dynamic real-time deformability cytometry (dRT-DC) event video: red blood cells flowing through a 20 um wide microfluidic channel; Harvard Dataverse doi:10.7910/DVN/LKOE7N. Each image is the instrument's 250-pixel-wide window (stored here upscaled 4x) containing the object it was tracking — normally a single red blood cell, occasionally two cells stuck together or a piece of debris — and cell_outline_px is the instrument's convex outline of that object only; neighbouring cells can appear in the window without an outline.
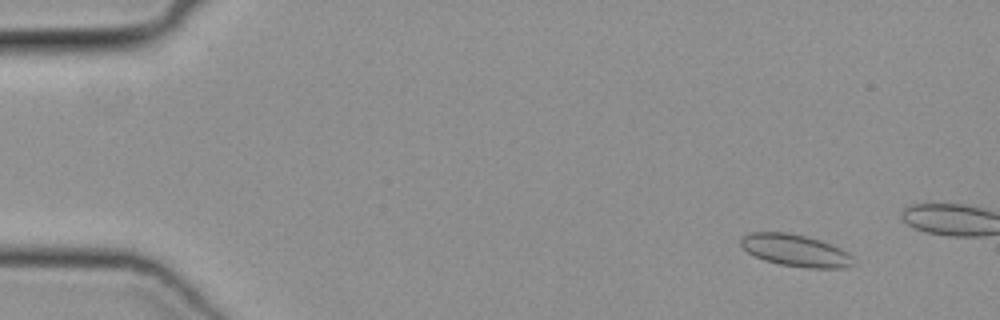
{"species": "common noctule bat (a hibernating species)", "species_latin": "Nyctalus noctula", "temperature_condition": "cold", "stored_images_in_passage": 10, "camera_frame_rate_fps": 3000, "um_per_image_px": 0.085, "animal": {"sex": "female", "body_mass_g": 19.3, "forearm_length_mm": 54.1}, "frame": {"image": 1, "passage_image": 1, "time_ms": 0.0, "image_size_px": [1000, 320], "cell_outline_px": [[856, 264], [844, 268], [808, 268], [780, 264], [764, 260], [748, 252], [740, 244], [740, 236], [748, 232], [788, 232], [808, 236], [832, 244], [848, 252], [852, 256]], "centroid_in_image_um": [67.63, 21.27], "position_along_channel_um": 17.4, "area_um2": 21.27}}